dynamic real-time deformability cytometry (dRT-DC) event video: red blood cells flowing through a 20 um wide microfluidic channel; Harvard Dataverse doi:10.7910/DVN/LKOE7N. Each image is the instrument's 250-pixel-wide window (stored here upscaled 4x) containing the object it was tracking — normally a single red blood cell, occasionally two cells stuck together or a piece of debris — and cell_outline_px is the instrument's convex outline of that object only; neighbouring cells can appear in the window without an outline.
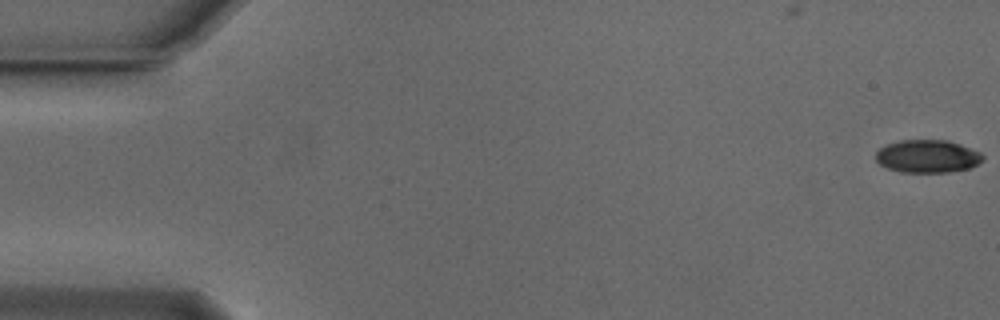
{"species": "Egyptian fruit bat (a non-hibernating species)", "species_latin": "Rousettus aegyptiacus", "temperature_condition": "cold", "stored_images_in_passage": 8, "camera_frame_rate_fps": 3000, "um_per_image_px": 0.085, "animal": {"sex": "male"}, "frame": {"image": 1, "passage_image": 1, "time_ms": 0.0, "image_size_px": [1000, 320], "cell_outline_px": [[984, 160], [968, 168], [948, 172], [900, 172], [888, 168], [880, 164], [876, 160], [876, 152], [884, 144], [900, 140], [948, 140], [960, 144], [980, 152], [984, 156]], "centroid_in_image_um": [78.82, 13.27], "position_along_channel_um": 6.2, "area_um2": 20.52}}